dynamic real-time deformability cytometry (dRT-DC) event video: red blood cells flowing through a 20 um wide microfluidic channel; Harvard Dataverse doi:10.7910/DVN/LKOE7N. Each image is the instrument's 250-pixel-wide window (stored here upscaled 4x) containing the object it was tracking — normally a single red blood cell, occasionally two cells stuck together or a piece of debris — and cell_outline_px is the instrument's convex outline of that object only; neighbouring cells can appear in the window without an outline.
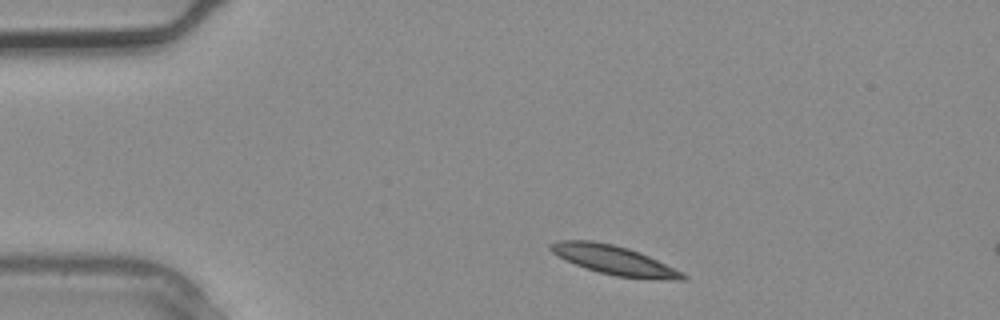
{"species": "common noctule bat (a hibernating species)", "species_latin": "Nyctalus noctula", "temperature_condition": "warm", "stored_images_in_passage": 4, "camera_frame_rate_fps": 3000, "um_per_image_px": 0.085, "animal": {"sex": "male", "body_mass_g": 20.4}, "frame": {"image": 1, "passage_image": 4, "time_ms": 1.0, "image_size_px": [1000, 320], "cell_outline_px": [[688, 276], [684, 280], [676, 280], [616, 276], [600, 272], [576, 264], [552, 252], [548, 248], [548, 244], [556, 240], [592, 240], [612, 244], [628, 248], [640, 252], [684, 272]], "centroid_in_image_um": [52.22, 22.09], "position_along_channel_um": 32.8, "area_um2": 22.14}}